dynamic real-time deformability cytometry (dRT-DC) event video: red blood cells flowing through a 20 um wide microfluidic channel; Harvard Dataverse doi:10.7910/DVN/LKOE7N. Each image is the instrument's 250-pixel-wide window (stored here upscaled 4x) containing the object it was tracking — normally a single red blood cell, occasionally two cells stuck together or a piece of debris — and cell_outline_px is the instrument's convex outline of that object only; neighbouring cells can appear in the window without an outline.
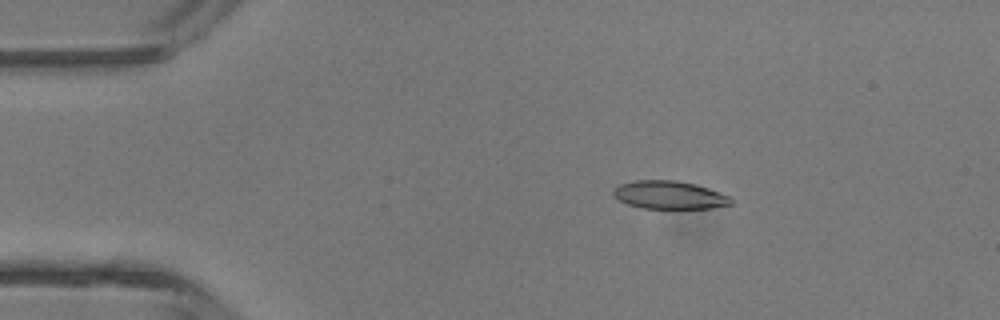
{"species": "common noctule bat (a hibernating species)", "species_latin": "Nyctalus noctula", "temperature_condition": "room temperature", "stored_images_in_passage": 4, "camera_frame_rate_fps": 3000, "um_per_image_px": 0.085, "animal": {"sex": "male", "body_mass_g": 13.3}, "frame": {"image": 1, "passage_image": 2, "time_ms": 2.0, "image_size_px": [1000, 320], "cell_outline_px": [[732, 204], [712, 208], [644, 208], [628, 204], [620, 200], [612, 192], [612, 188], [620, 184], [636, 180], [676, 180], [708, 188], [732, 196]], "centroid_in_image_um": [56.91, 16.57], "position_along_channel_um": 28.1, "area_um2": 19.13}}
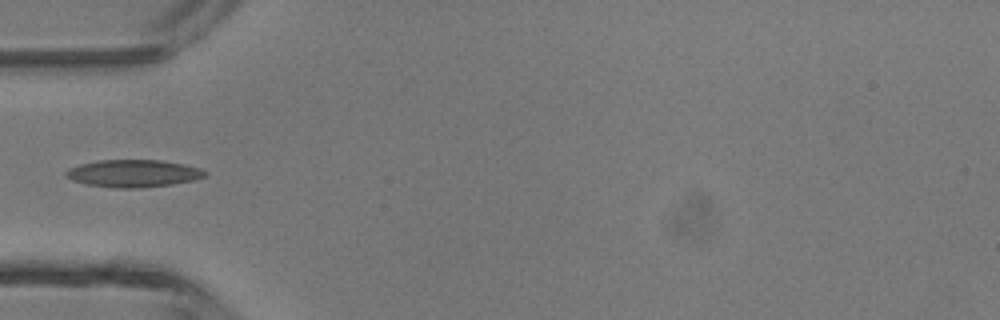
{"frame": {"image": 2, "passage_image": 4, "time_ms": 4.333, "image_size_px": [1000, 320], "cell_outline_px": [[208, 172], [204, 176], [196, 180], [172, 184], [140, 188], [116, 188], [88, 184], [72, 180], [64, 176], [64, 172], [68, 168], [80, 164], [100, 160], [160, 160], [184, 164], [200, 168]], "centroid_in_image_um": [11.33, 14.74], "position_along_channel_um": 73.7, "area_um2": 22.25}}